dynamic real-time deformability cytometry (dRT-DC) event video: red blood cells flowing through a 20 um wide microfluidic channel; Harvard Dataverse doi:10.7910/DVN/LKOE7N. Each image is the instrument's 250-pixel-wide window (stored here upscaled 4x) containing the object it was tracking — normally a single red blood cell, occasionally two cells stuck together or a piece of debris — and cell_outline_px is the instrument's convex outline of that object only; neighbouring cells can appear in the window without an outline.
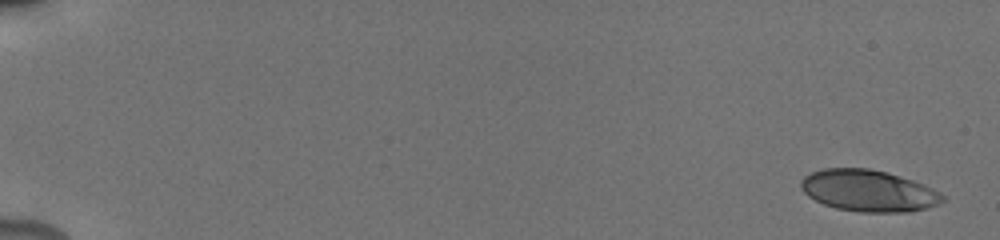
{"species": "human", "species_latin": "Homo sapiens", "temperature_condition": "cold", "stored_images_in_passage": 23, "camera_frame_rate_fps": 3000, "um_per_image_px": 0.085, "donor": {"sex": "male"}, "frame": {"image": 1, "passage_image": 1, "time_ms": 0.0, "image_size_px": [1000, 240], "cell_outline_px": [[944, 200], [940, 204], [928, 208], [908, 212], [860, 212], [836, 208], [824, 204], [808, 196], [800, 188], [800, 180], [804, 176], [812, 172], [824, 168], [868, 168], [888, 172], [924, 184], [940, 192], [944, 196]], "centroid_in_image_um": [73.83, 16.21], "position_along_channel_um": 11.2, "area_um2": 34.51}}
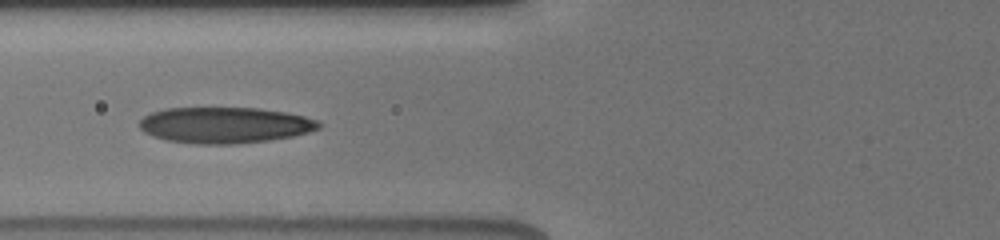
{"frame": {"image": 2, "passage_image": 15, "time_ms": 7.333, "image_size_px": [1000, 240], "cell_outline_px": [[320, 128], [308, 132], [292, 136], [268, 140], [232, 144], [192, 144], [164, 140], [152, 136], [144, 132], [140, 128], [140, 120], [144, 116], [152, 112], [164, 108], [260, 108], [284, 112], [304, 116], [320, 120]], "centroid_in_image_um": [19.08, 10.63], "position_along_channel_um": 106.7, "area_um2": 37.8}}
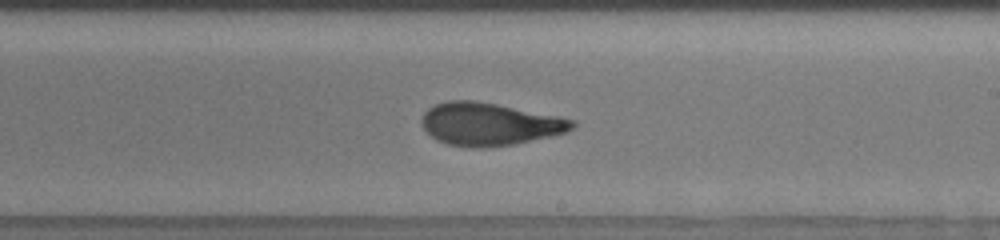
{"frame": {"image": 3, "passage_image": 22, "time_ms": 11.0, "image_size_px": [1000, 240], "cell_outline_px": [[576, 124], [572, 128], [564, 132], [552, 136], [516, 144], [480, 148], [472, 148], [448, 144], [436, 140], [420, 124], [420, 120], [424, 112], [428, 108], [436, 104], [448, 100], [476, 100], [560, 116], [576, 120]], "centroid_in_image_um": [41.6, 10.54], "position_along_channel_um": 247.4, "area_um2": 37.69}}